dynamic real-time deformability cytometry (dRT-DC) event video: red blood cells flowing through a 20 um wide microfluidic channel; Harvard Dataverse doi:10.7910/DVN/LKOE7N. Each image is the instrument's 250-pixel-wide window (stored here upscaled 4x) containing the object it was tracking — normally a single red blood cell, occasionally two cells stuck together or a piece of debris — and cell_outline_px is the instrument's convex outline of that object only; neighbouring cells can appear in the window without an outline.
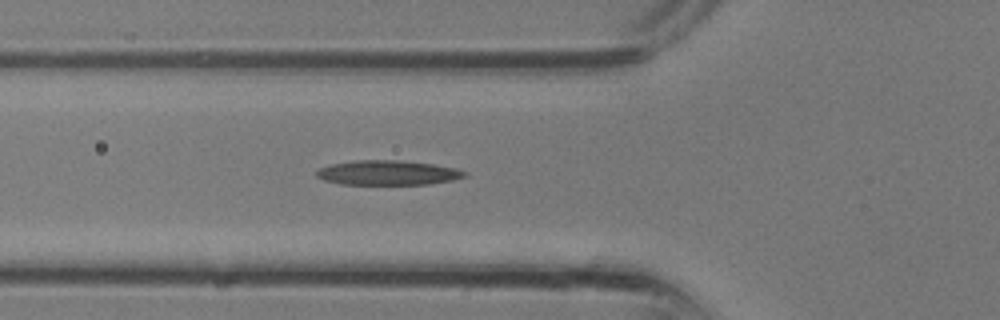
{"species": "common noctule bat (a hibernating species)", "species_latin": "Nyctalus noctula", "temperature_condition": "room temperature", "stored_images_in_passage": 16, "camera_frame_rate_fps": 3000, "um_per_image_px": 0.085, "animal": {"sex": "male", "body_mass_g": 13.3}, "frame": {"image": 1, "passage_image": 8, "time_ms": 2.333, "image_size_px": [1000, 320], "cell_outline_px": [[468, 176], [452, 180], [428, 184], [340, 184], [324, 180], [316, 176], [316, 172], [320, 168], [332, 164], [356, 160], [400, 160], [432, 164], [456, 168], [468, 172]], "centroid_in_image_um": [32.99, 14.68], "position_along_channel_um": 92.8, "area_um2": 21.21}}
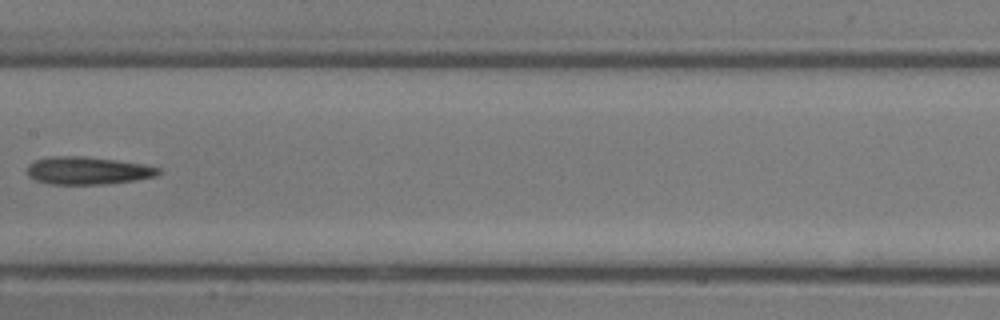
{"frame": {"image": 2, "passage_image": 13, "time_ms": 4.0, "image_size_px": [1000, 320], "cell_outline_px": [[164, 172], [156, 176], [136, 180], [104, 184], [48, 184], [36, 180], [28, 176], [28, 164], [36, 160], [48, 156], [84, 156], [116, 160], [140, 164], [160, 168]], "centroid_in_image_um": [7.46, 14.5], "position_along_channel_um": 199.9, "area_um2": 21.21}}
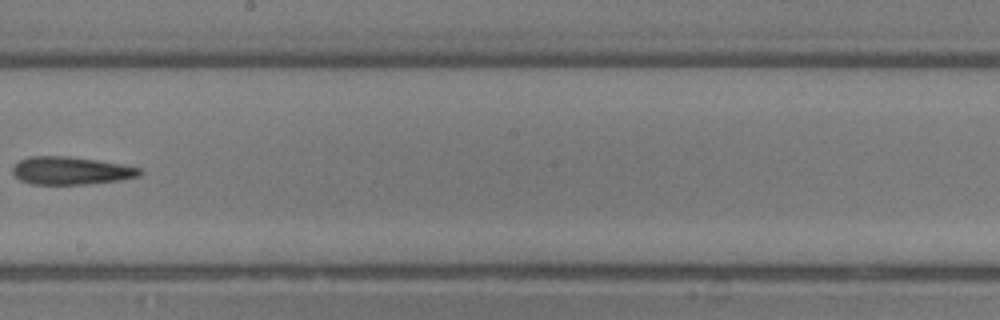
{"frame": {"image": 3, "passage_image": 15, "time_ms": 4.667, "image_size_px": [1000, 320], "cell_outline_px": [[144, 172], [140, 176], [120, 180], [88, 184], [32, 184], [20, 180], [12, 172], [12, 168], [20, 160], [28, 156], [68, 156], [124, 164], [144, 168]], "centroid_in_image_um": [6.09, 14.5], "position_along_channel_um": 242.1, "area_um2": 20.81}}